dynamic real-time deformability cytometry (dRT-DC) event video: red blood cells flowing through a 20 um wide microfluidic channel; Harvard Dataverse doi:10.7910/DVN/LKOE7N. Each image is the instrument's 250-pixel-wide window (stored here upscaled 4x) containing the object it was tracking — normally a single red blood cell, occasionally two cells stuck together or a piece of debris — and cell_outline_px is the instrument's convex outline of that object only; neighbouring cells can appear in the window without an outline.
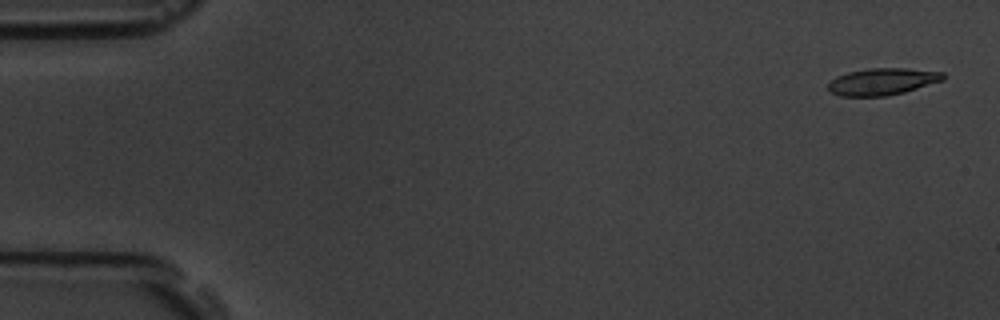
{"species": "common noctule bat (a hibernating species)", "species_latin": "Nyctalus noctula", "temperature_condition": "room temperature", "stored_images_in_passage": 11, "camera_frame_rate_fps": 3000, "um_per_image_px": 0.085, "animal": {"sex": "male", "body_mass_g": 19.5, "forearm_length_mm": 54.6}, "frame": {"image": 1, "passage_image": 1, "time_ms": 0.0, "image_size_px": [1000, 320], "cell_outline_px": [[944, 80], [904, 92], [884, 96], [840, 96], [832, 92], [828, 88], [828, 84], [836, 76], [848, 72], [868, 68], [908, 68], [944, 72]], "centroid_in_image_um": [75.01, 6.92], "position_along_channel_um": 10.0, "area_um2": 17.98}}
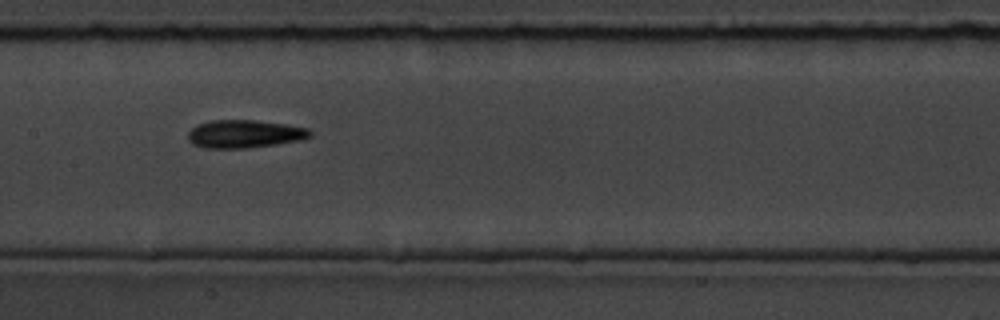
{"frame": {"image": 2, "passage_image": 8, "time_ms": 8.667, "image_size_px": [1000, 320], "cell_outline_px": [[312, 136], [300, 140], [276, 144], [248, 148], [204, 148], [192, 144], [188, 140], [188, 132], [196, 124], [212, 120], [256, 120], [288, 124], [308, 128], [312, 132]], "centroid_in_image_um": [20.78, 11.38], "position_along_channel_um": 186.6, "area_um2": 20.11}}
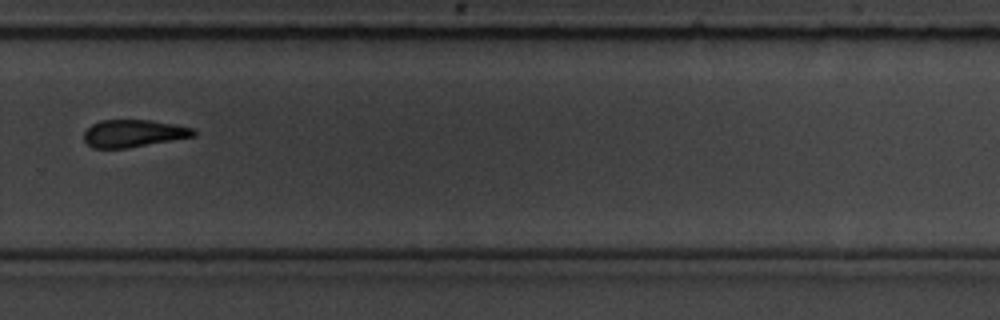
{"frame": {"image": 3, "passage_image": 11, "time_ms": 12.333, "image_size_px": [1000, 320], "cell_outline_px": [[196, 136], [128, 148], [92, 148], [84, 140], [84, 132], [92, 124], [100, 120], [152, 120], [176, 124], [192, 128], [196, 132]], "centroid_in_image_um": [11.35, 11.33], "position_along_channel_um": 318.4, "area_um2": 17.57}}